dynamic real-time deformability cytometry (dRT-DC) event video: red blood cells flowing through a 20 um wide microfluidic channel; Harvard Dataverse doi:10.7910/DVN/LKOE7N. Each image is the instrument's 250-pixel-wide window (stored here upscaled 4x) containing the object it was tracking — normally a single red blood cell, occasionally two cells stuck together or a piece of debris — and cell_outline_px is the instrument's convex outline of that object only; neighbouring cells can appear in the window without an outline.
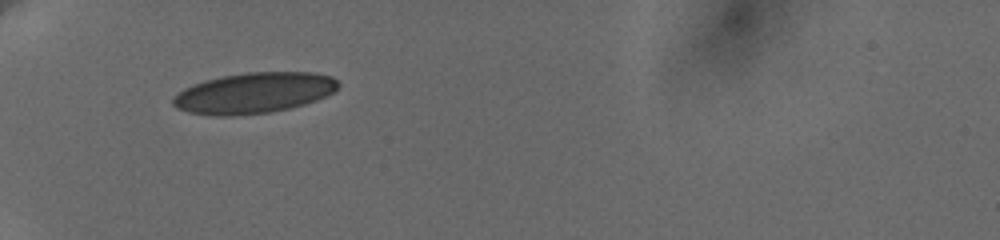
{"species": "human", "species_latin": "Homo sapiens", "temperature_condition": "cold", "stored_images_in_passage": 3, "camera_frame_rate_fps": 3000, "um_per_image_px": 0.085, "donor": {"sex": "female"}, "frame": {"image": 1, "passage_image": 1, "time_ms": 0.0, "image_size_px": [1000, 240], "cell_outline_px": [[340, 84], [332, 92], [316, 100], [304, 104], [288, 108], [268, 112], [228, 116], [216, 116], [188, 112], [176, 108], [172, 104], [172, 96], [184, 88], [192, 84], [204, 80], [224, 76], [248, 72], [316, 72], [332, 76]], "centroid_in_image_um": [21.54, 7.89], "position_along_channel_um": 63.5, "area_um2": 39.13}}
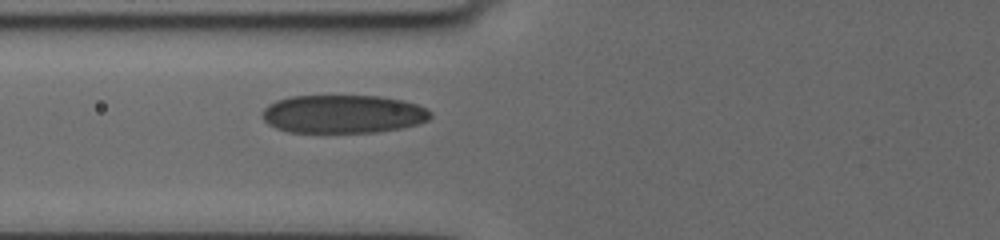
{"frame": {"image": 2, "passage_image": 3, "time_ms": 1.333, "image_size_px": [1000, 240], "cell_outline_px": [[432, 116], [428, 120], [416, 124], [400, 128], [372, 132], [288, 132], [276, 128], [268, 124], [264, 120], [264, 108], [268, 104], [276, 100], [292, 96], [380, 96], [400, 100], [416, 104], [432, 112]], "centroid_in_image_um": [29.14, 9.69], "position_along_channel_um": 96.7, "area_um2": 37.28}}